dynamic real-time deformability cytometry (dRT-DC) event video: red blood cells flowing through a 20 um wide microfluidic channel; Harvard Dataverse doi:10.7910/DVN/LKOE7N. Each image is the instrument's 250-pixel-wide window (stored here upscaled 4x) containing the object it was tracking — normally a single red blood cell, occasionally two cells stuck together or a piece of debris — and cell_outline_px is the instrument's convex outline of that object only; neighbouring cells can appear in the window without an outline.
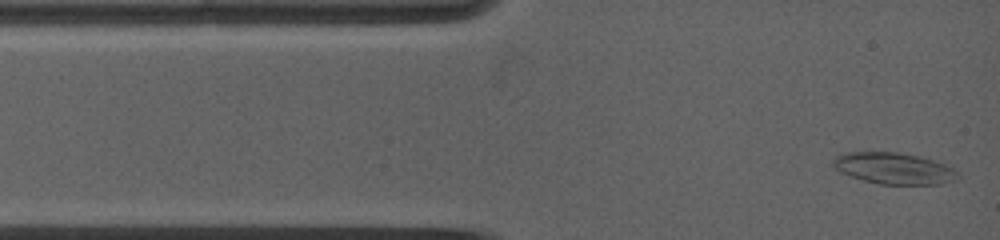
{"species": "common noctule bat (a hibernating species)", "species_latin": "Nyctalus noctula", "temperature_condition": "warm", "stored_images_in_passage": 3, "camera_frame_rate_fps": 5000, "um_per_image_px": 0.085, "animal": {"sex": "female", "body_mass_g": 19.0, "forearm_length_mm": 53.3}, "frame": {"image": 1, "passage_image": 1, "time_ms": 0.0, "image_size_px": [1000, 240], "cell_outline_px": [[960, 180], [940, 184], [880, 184], [864, 180], [840, 172], [832, 164], [832, 160], [836, 156], [848, 152], [896, 152], [920, 156], [944, 164], [952, 168], [960, 176]], "centroid_in_image_um": [76.01, 14.31], "position_along_channel_um": 9.0, "area_um2": 22.72}}
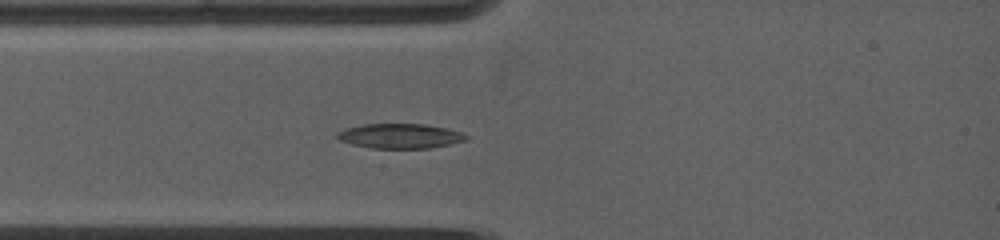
{"frame": {"image": 2, "passage_image": 3, "time_ms": 2.2, "image_size_px": [1000, 240], "cell_outline_px": [[468, 136], [464, 140], [448, 144], [428, 148], [372, 148], [352, 144], [340, 140], [336, 136], [336, 132], [344, 128], [364, 124], [424, 124], [448, 128], [464, 132]], "centroid_in_image_um": [33.98, 11.55], "position_along_channel_um": 51.0, "area_um2": 18.55}}